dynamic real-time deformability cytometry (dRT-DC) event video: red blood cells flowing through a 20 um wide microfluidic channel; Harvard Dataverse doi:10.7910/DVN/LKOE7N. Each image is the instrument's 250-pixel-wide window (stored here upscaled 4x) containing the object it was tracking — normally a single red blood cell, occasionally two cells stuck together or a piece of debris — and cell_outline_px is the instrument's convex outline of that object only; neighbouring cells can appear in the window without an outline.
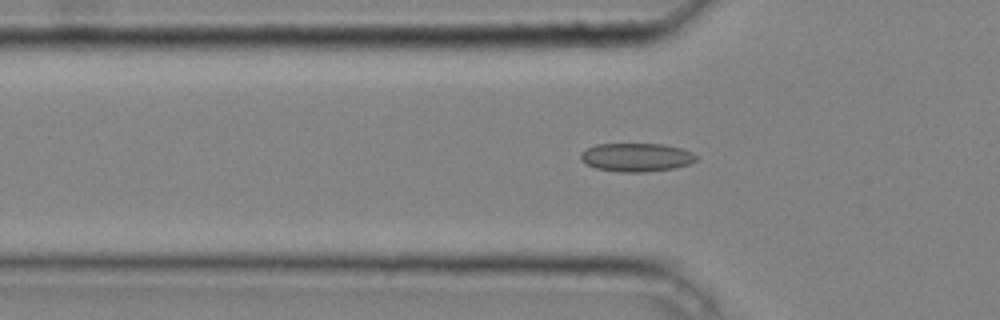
{"species": "common noctule bat (a hibernating species)", "species_latin": "Nyctalus noctula", "temperature_condition": "cold", "stored_images_in_passage": 36, "camera_frame_rate_fps": 3000, "um_per_image_px": 0.085, "animal": {"sex": "male", "body_mass_g": 20.4}, "frame": {"image": 1, "passage_image": 6, "time_ms": 1.667, "image_size_px": [1000, 320], "cell_outline_px": [[696, 160], [688, 164], [676, 168], [644, 172], [620, 172], [596, 168], [580, 160], [580, 152], [596, 144], [664, 144], [680, 148], [692, 152], [696, 156]], "centroid_in_image_um": [54.08, 13.37], "position_along_channel_um": 71.7, "area_um2": 19.13}}
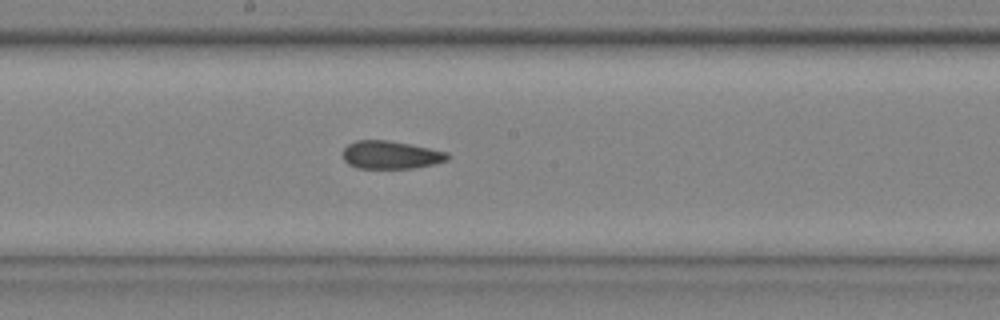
{"frame": {"image": 2, "passage_image": 16, "time_ms": 5.0, "image_size_px": [1000, 320], "cell_outline_px": [[452, 156], [448, 160], [432, 164], [412, 168], [356, 168], [348, 164], [344, 160], [344, 148], [348, 144], [356, 140], [388, 140], [448, 152]], "centroid_in_image_um": [33.22, 13.17], "position_along_channel_um": 215.0, "area_um2": 16.99}}
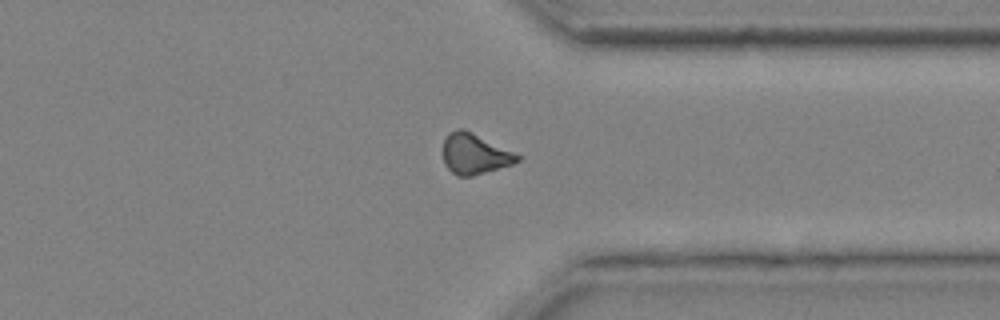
{"frame": {"image": 3, "passage_image": 27, "time_ms": 8.667, "image_size_px": [1000, 320], "cell_outline_px": [[524, 156], [520, 160], [512, 164], [472, 176], [456, 176], [444, 164], [444, 140], [448, 132], [460, 128], [464, 128]], "centroid_in_image_um": [40.37, 13.07], "position_along_channel_um": 371.0, "area_um2": 17.69}, "authors_computed_cell_mechanics": {"area_um2": 17.4556, "velocity_mm_per_s": 4.297, "shape_relaxation_time_tau1_ms": null, "shape_relaxation_time_tau2_ms": 1.8591, "deformation_change_tau1": null, "deformation_change_tau2": 0.0929}}